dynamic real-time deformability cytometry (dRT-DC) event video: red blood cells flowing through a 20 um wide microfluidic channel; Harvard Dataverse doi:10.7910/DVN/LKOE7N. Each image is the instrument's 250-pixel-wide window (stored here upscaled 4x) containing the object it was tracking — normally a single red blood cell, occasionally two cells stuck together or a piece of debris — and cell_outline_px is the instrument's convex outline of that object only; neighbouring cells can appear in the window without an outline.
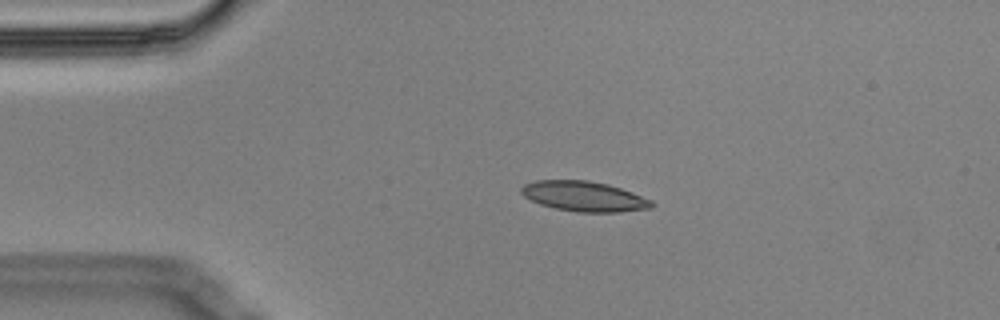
{"species": "Egyptian fruit bat (a non-hibernating species)", "species_latin": "Rousettus aegyptiacus", "temperature_condition": "cold", "stored_images_in_passage": 4, "camera_frame_rate_fps": 3000, "um_per_image_px": 0.085, "animal": {"sex": "male"}, "frame": {"image": 1, "passage_image": 3, "time_ms": 0.667, "image_size_px": [1000, 320], "cell_outline_px": [[656, 204], [652, 208], [620, 212], [576, 212], [556, 208], [540, 204], [524, 196], [520, 192], [520, 188], [524, 184], [536, 180], [588, 180], [608, 184], [632, 192], [652, 200]], "centroid_in_image_um": [49.66, 16.69], "position_along_channel_um": 35.3, "area_um2": 22.95}}